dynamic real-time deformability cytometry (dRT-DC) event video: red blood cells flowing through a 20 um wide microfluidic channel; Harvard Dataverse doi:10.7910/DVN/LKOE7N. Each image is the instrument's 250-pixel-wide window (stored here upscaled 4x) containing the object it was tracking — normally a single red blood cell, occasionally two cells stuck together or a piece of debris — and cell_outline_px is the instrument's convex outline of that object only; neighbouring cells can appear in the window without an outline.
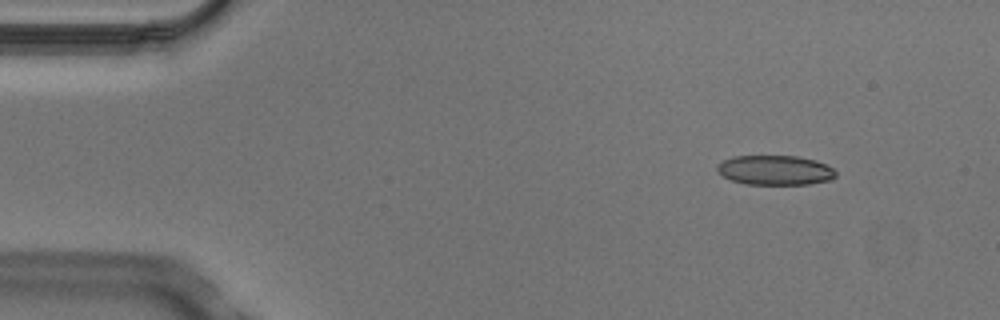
{"species": "Egyptian fruit bat (a non-hibernating species)", "species_latin": "Rousettus aegyptiacus", "temperature_condition": "cold", "stored_images_in_passage": 5, "camera_frame_rate_fps": 3000, "um_per_image_px": 0.085, "animal": {"sex": "male"}, "frame": {"image": 1, "passage_image": 2, "time_ms": 0.333, "image_size_px": [1000, 320], "cell_outline_px": [[836, 176], [828, 180], [808, 184], [744, 184], [732, 180], [724, 176], [716, 168], [716, 164], [732, 156], [796, 156], [816, 160], [832, 168], [836, 172]], "centroid_in_image_um": [65.86, 14.46], "position_along_channel_um": 19.1, "area_um2": 20.35}}